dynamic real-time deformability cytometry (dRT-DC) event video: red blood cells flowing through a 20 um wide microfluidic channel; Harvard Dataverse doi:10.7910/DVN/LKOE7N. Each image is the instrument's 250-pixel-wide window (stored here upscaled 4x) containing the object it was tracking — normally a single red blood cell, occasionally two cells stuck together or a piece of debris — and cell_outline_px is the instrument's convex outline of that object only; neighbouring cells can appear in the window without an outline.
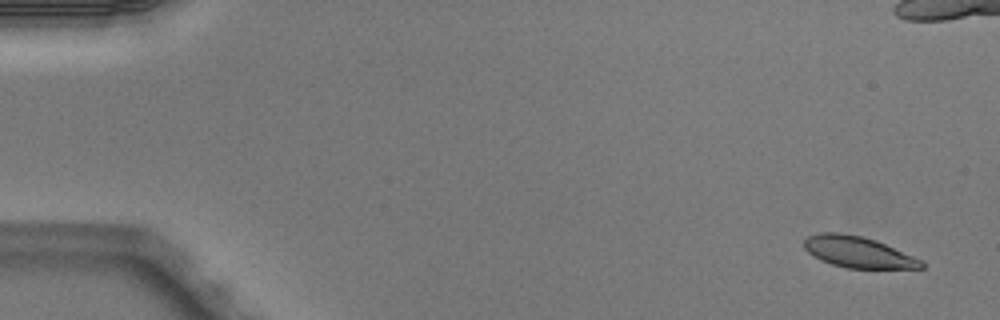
{"species": "Egyptian fruit bat (a non-hibernating species)", "species_latin": "Rousettus aegyptiacus", "temperature_condition": "warm", "stored_images_in_passage": 9, "segment_of_instrument_passage": [1, 2], "camera_frame_rate_fps": 3000, "um_per_image_px": 0.085, "animal": {"sex": "male"}, "frame": {"image": 1, "passage_image": 1, "time_ms": 0.0, "image_size_px": [1000, 320], "cell_outline_px": [[924, 268], [848, 268], [832, 264], [820, 260], [812, 256], [804, 248], [804, 240], [808, 236], [820, 232], [840, 232], [864, 236], [876, 240], [924, 260]], "centroid_in_image_um": [72.93, 21.41], "position_along_channel_um": 12.1, "area_um2": 21.5}}
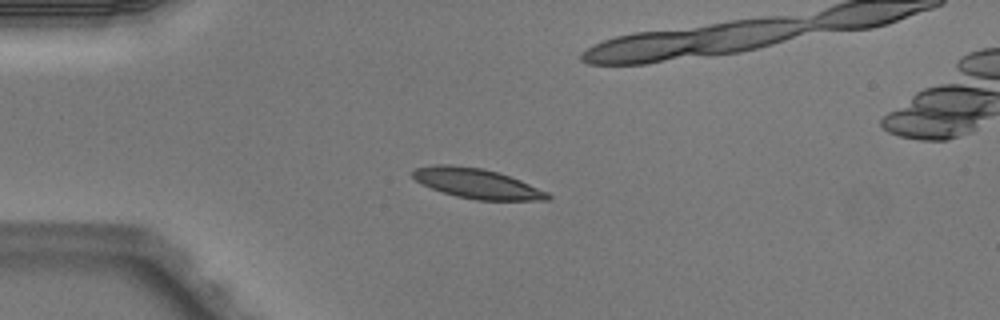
{"frame": {"image": 2, "passage_image": 4, "time_ms": 1.0, "image_size_px": [1000, 320], "cell_outline_px": [[552, 196], [548, 200], [476, 200], [456, 196], [432, 188], [416, 180], [412, 176], [412, 168], [436, 164], [448, 164], [480, 168], [496, 172], [520, 180], [548, 192]], "centroid_in_image_um": [40.53, 15.59], "position_along_channel_um": 44.5, "area_um2": 23.29}}
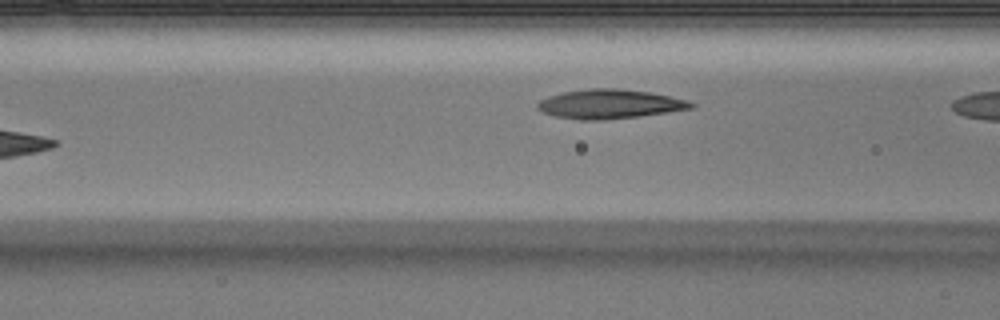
{"frame": {"image": 3, "passage_image": 7, "time_ms": 2.0, "image_size_px": [1000, 320], "cell_outline_px": [[696, 104], [692, 108], [668, 112], [640, 116], [604, 120], [580, 120], [556, 116], [544, 112], [536, 108], [536, 104], [540, 100], [548, 96], [564, 92], [588, 88], [616, 88], [648, 92], [688, 100]], "centroid_in_image_um": [51.81, 8.84], "position_along_channel_um": 114.8, "area_um2": 26.07}}